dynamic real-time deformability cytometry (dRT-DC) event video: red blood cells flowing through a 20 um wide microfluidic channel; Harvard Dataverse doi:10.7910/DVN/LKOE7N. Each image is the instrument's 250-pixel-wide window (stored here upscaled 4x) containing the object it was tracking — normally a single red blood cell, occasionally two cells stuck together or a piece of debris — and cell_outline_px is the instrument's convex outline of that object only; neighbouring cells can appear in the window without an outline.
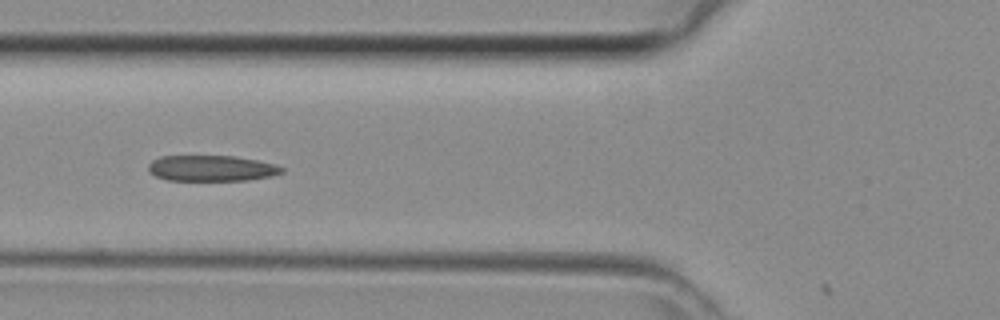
{"species": "common noctule bat (a hibernating species)", "species_latin": "Nyctalus noctula", "temperature_condition": "room temperature", "stored_images_in_passage": 19, "camera_frame_rate_fps": 3000, "um_per_image_px": 0.085, "animal": {"sex": "female", "body_mass_g": 29.2, "forearm_length_mm": 56.3}, "frame": {"image": 1, "passage_image": 16, "time_ms": 5.0, "image_size_px": [1000, 320], "cell_outline_px": [[284, 172], [272, 176], [248, 180], [168, 180], [156, 176], [148, 172], [148, 164], [152, 160], [160, 156], [236, 156], [256, 160], [272, 164], [284, 168]], "centroid_in_image_um": [17.95, 14.3], "position_along_channel_um": 107.8, "area_um2": 20.06}}
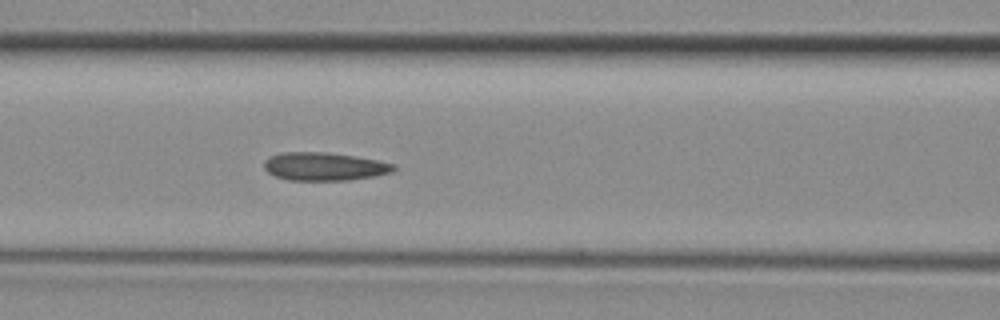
{"frame": {"image": 2, "passage_image": 18, "time_ms": 5.667, "image_size_px": [1000, 320], "cell_outline_px": [[396, 168], [392, 172], [372, 176], [348, 180], [288, 180], [276, 176], [268, 172], [264, 168], [264, 160], [268, 156], [280, 152], [328, 152], [376, 160], [396, 164]], "centroid_in_image_um": [27.52, 14.14], "position_along_channel_um": 139.1, "area_um2": 21.21}}